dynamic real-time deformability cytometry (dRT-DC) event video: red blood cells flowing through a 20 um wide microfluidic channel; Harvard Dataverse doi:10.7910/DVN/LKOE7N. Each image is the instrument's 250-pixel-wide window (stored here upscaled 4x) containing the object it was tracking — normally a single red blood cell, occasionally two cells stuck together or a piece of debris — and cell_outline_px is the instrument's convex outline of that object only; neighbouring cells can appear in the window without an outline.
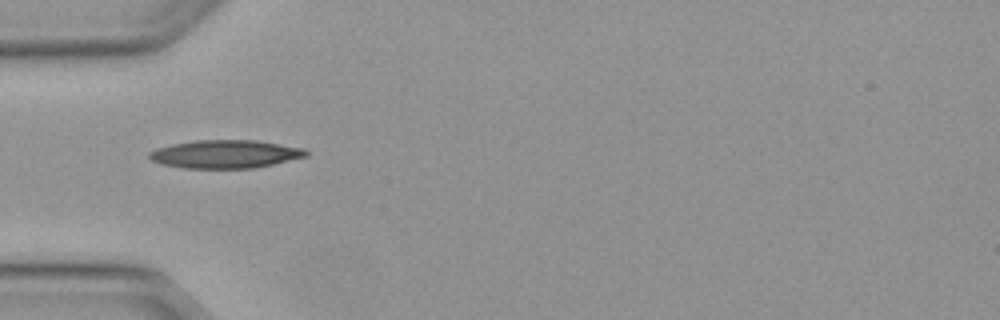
{"species": "Egyptian fruit bat (a non-hibernating species)", "species_latin": "Rousettus aegyptiacus", "temperature_condition": "warm", "stored_images_in_passage": 34, "camera_frame_rate_fps": 3000, "um_per_image_px": 0.085, "animal": {"sex": "female"}, "frame": {"image": 1, "passage_image": 1, "time_ms": 0.0, "image_size_px": [1000, 320], "cell_outline_px": [[308, 156], [256, 168], [184, 168], [160, 164], [152, 160], [148, 156], [148, 152], [156, 148], [172, 144], [196, 140], [256, 140], [304, 148], [308, 152]], "centroid_in_image_um": [19.14, 13.1], "position_along_channel_um": 65.9, "area_um2": 25.84}}
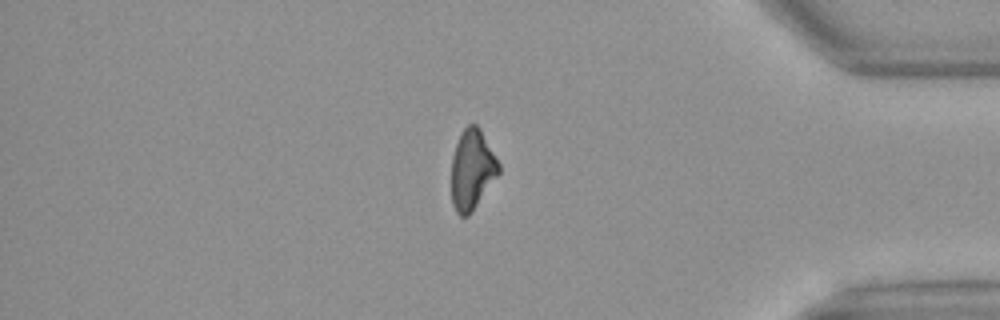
{"frame": {"image": 2, "passage_image": 27, "time_ms": 8.667, "image_size_px": [1000, 320], "cell_outline_px": [[500, 172], [472, 212], [468, 216], [460, 216], [456, 212], [452, 204], [452, 156], [460, 132], [468, 124], [476, 124], [480, 128], [500, 164]], "centroid_in_image_um": [40.12, 14.41], "position_along_channel_um": 395.1, "area_um2": 22.08}}
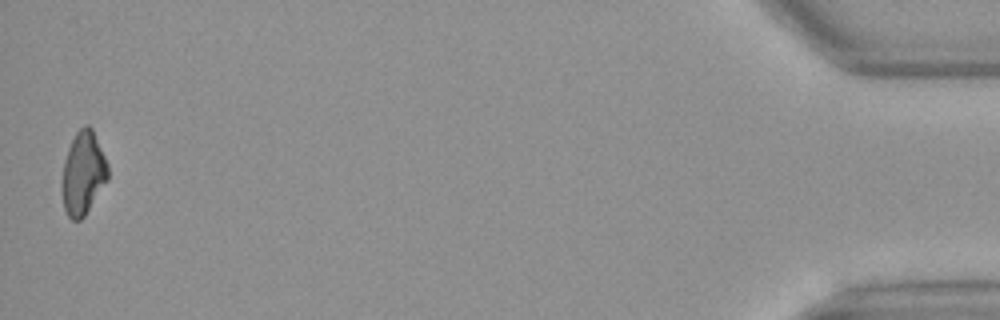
{"frame": {"image": 3, "passage_image": 34, "time_ms": 11.0, "image_size_px": [1000, 320], "cell_outline_px": [[108, 180], [84, 216], [80, 220], [72, 220], [68, 216], [64, 208], [60, 188], [60, 180], [64, 160], [68, 148], [76, 132], [84, 124], [88, 124], [92, 128], [108, 164]], "centroid_in_image_um": [7.04, 14.73], "position_along_channel_um": 428.2, "area_um2": 22.54}, "authors_computed_cell_mechanics": {"area_um2": 23.3223, "velocity_mm_per_s": 4.1507, "shape_relaxation_time_tau1_ms": null, "shape_relaxation_time_tau2_ms": 3.2235, "deformation_change_tau1": null, "deformation_change_tau2": 0.1248}}